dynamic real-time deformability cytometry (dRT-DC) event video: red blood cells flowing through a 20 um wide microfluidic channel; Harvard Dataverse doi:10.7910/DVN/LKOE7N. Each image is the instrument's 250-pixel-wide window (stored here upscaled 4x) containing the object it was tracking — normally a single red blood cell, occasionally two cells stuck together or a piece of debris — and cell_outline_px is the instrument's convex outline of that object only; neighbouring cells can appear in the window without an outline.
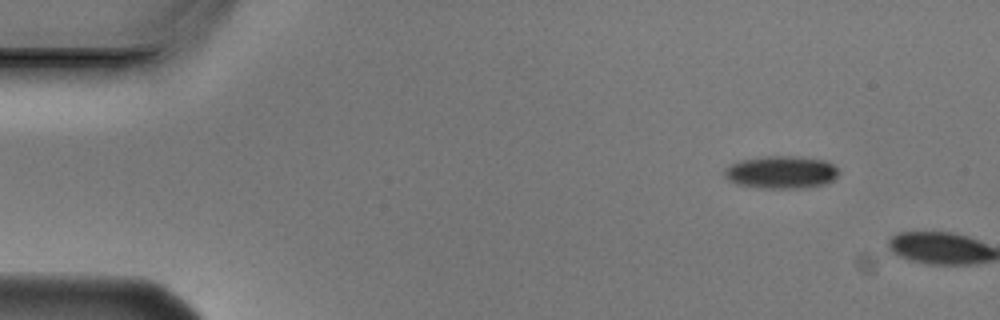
{"species": "Egyptian fruit bat (a non-hibernating species)", "species_latin": "Rousettus aegyptiacus", "temperature_condition": "cold", "stored_images_in_passage": 2, "camera_frame_rate_fps": 3000, "um_per_image_px": 0.085, "animal": {"sex": "male"}, "frame": {"image": 1, "passage_image": 1, "time_ms": 0.0, "image_size_px": [1000, 320], "cell_outline_px": [[840, 172], [832, 180], [824, 184], [804, 188], [760, 188], [736, 184], [728, 180], [724, 176], [724, 168], [740, 160], [768, 156], [800, 156], [828, 160]], "centroid_in_image_um": [66.4, 14.63], "position_along_channel_um": 18.6, "area_um2": 21.91}}